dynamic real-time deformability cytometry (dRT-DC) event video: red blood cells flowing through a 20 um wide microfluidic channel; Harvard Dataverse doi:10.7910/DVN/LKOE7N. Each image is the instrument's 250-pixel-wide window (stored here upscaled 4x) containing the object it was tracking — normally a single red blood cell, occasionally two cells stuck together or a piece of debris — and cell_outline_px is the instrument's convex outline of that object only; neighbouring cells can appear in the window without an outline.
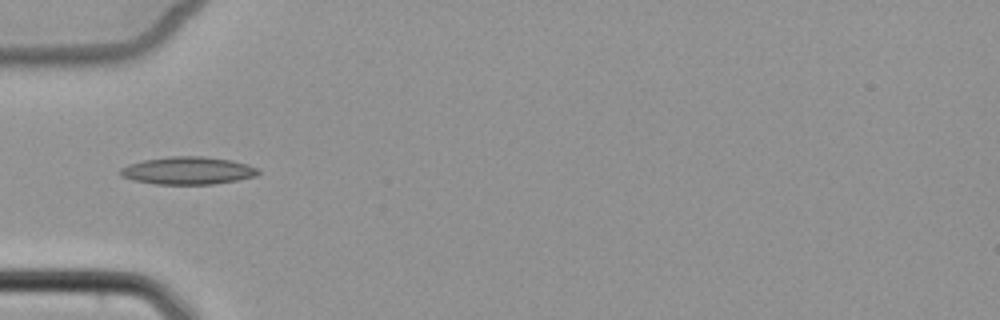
{"species": "common noctule bat (a hibernating species)", "species_latin": "Nyctalus noctula", "temperature_condition": "cold", "stored_images_in_passage": 1, "camera_frame_rate_fps": 3000, "um_per_image_px": 0.085, "animal": {"sex": "female", "body_mass_g": 22.7, "forearm_length_mm": 54.2}, "frame": {"image": 1, "passage_image": 1, "time_ms": 0.0, "image_size_px": [1000, 320], "cell_outline_px": [[260, 172], [256, 176], [236, 180], [212, 184], [156, 184], [132, 180], [120, 176], [116, 172], [120, 168], [128, 164], [144, 160], [172, 156], [204, 156], [232, 160], [248, 164], [256, 168]], "centroid_in_image_um": [15.92, 14.5], "position_along_channel_um": 69.1, "area_um2": 22.31}}